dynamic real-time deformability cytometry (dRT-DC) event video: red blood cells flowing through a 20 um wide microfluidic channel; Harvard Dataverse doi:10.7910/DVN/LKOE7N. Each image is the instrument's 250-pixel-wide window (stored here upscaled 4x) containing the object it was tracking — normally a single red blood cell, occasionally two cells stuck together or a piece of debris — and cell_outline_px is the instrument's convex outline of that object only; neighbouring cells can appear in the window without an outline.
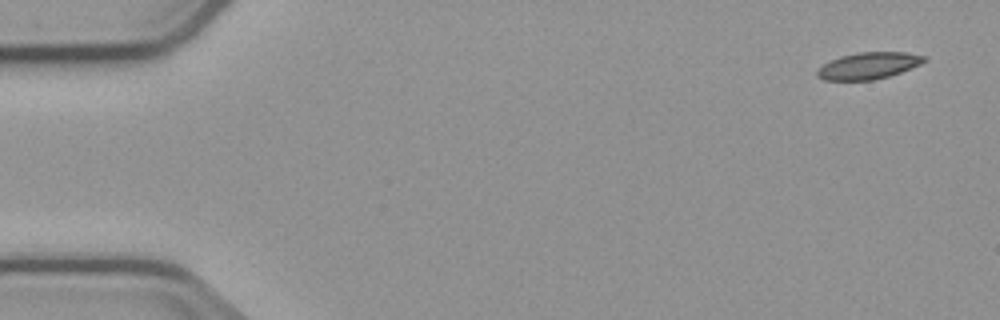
{"species": "common noctule bat (a hibernating species)", "species_latin": "Nyctalus noctula", "temperature_condition": "cold", "stored_images_in_passage": 3, "camera_frame_rate_fps": 3000, "um_per_image_px": 0.085, "animal": {"sex": "male", "body_mass_g": 23.1, "forearm_length_mm": 52.7}, "frame": {"image": 1, "passage_image": 1, "time_ms": 0.0, "image_size_px": [1000, 320], "cell_outline_px": [[928, 60], [920, 64], [900, 72], [888, 76], [872, 80], [824, 80], [816, 76], [816, 72], [824, 64], [840, 56], [856, 52], [904, 52], [928, 56]], "centroid_in_image_um": [73.84, 5.57], "position_along_channel_um": 11.2, "area_um2": 16.59}}